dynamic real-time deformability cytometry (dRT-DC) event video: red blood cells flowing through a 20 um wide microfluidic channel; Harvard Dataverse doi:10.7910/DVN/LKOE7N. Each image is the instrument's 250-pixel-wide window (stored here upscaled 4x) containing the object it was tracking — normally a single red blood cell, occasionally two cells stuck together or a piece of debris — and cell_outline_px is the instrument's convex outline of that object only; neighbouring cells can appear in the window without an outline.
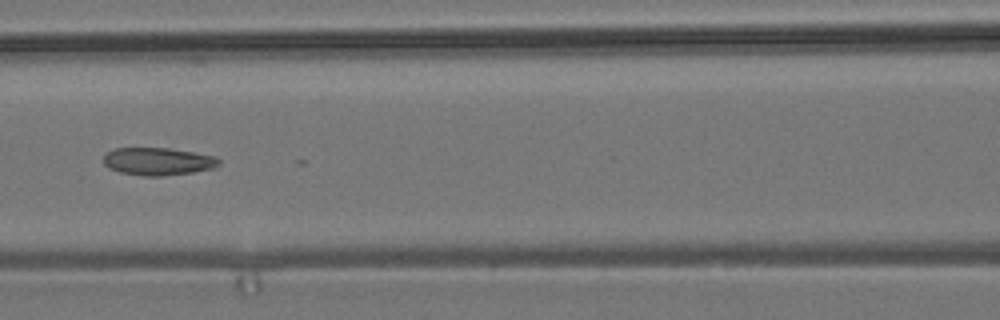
{"species": "common noctule bat (a hibernating species)", "species_latin": "Nyctalus noctula", "temperature_condition": "room temperature", "stored_images_in_passage": 6, "camera_frame_rate_fps": 3000, "um_per_image_px": 0.085, "animal": {"sex": "male", "body_mass_g": 19.2, "forearm_length_mm": 51.8}, "frame": {"image": 1, "passage_image": 6, "time_ms": 5.667, "image_size_px": [1000, 320], "cell_outline_px": [[220, 164], [216, 168], [192, 172], [160, 176], [144, 176], [120, 172], [108, 168], [104, 164], [104, 156], [108, 152], [116, 148], [168, 148], [216, 156], [220, 160]], "centroid_in_image_um": [13.45, 13.72], "position_along_channel_um": 153.2, "area_um2": 18.55}}